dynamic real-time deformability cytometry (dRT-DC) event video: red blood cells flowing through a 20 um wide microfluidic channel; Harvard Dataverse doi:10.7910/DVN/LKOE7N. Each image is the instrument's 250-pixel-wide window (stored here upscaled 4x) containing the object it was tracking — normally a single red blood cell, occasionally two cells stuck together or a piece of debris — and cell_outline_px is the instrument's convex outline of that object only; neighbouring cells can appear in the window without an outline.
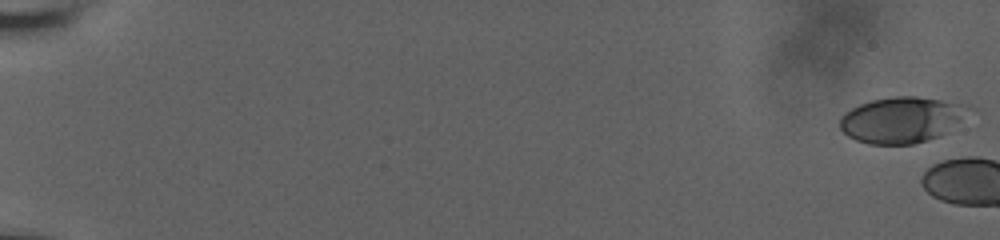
{"species": "human", "species_latin": "Homo sapiens", "temperature_condition": "room temperature", "stored_images_in_passage": 4, "camera_frame_rate_fps": 3000, "um_per_image_px": 0.085, "donor": {"sex": "male"}, "frame": {"image": 1, "passage_image": 1, "time_ms": 0.0, "image_size_px": [1000, 240], "cell_outline_px": [[968, 108], [960, 120], [940, 136], [928, 140], [912, 144], [868, 144], [856, 140], [848, 136], [840, 128], [840, 116], [844, 112], [860, 104], [872, 100], [896, 96], [916, 96], [968, 104]], "centroid_in_image_um": [76.58, 10.18], "position_along_channel_um": 8.4, "area_um2": 34.1}}